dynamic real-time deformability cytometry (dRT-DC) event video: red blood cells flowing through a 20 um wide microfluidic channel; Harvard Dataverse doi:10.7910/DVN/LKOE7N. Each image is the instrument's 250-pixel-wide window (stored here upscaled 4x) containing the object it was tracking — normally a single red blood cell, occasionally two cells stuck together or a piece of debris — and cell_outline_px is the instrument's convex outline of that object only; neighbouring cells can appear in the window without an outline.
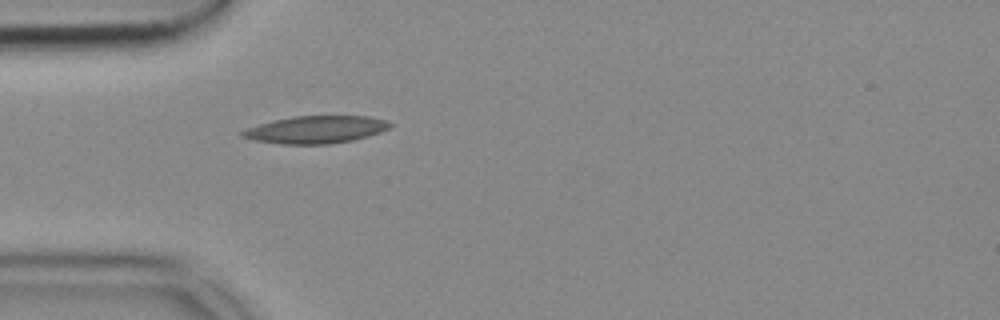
{"species": "common noctule bat (a hibernating species)", "species_latin": "Nyctalus noctula", "temperature_condition": "cold", "stored_images_in_passage": 32, "camera_frame_rate_fps": 3000, "um_per_image_px": 0.085, "animal": {"sex": "female", "body_mass_g": 18.4}, "frame": {"image": 1, "passage_image": 1, "time_ms": 0.0, "image_size_px": [1000, 320], "cell_outline_px": [[396, 124], [380, 132], [368, 136], [352, 140], [328, 144], [280, 144], [256, 140], [240, 136], [240, 132], [248, 128], [260, 124], [292, 116], [368, 116], [388, 120]], "centroid_in_image_um": [26.9, 11.01], "position_along_channel_um": 58.1, "area_um2": 23.52}}
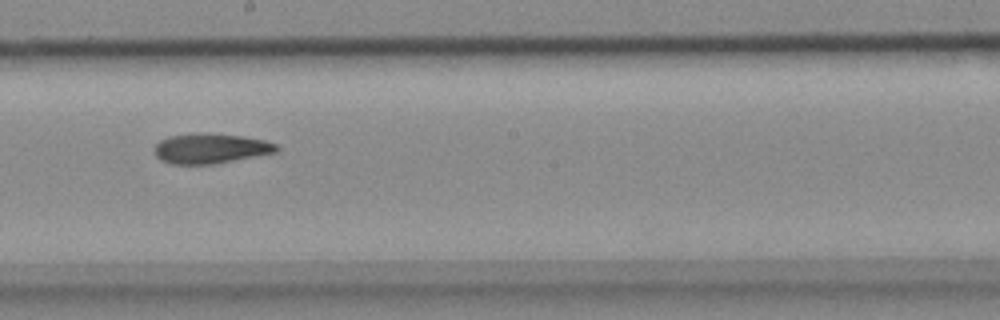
{"frame": {"image": 2, "passage_image": 15, "time_ms": 4.667, "image_size_px": [1000, 320], "cell_outline_px": [[280, 148], [276, 152], [212, 164], [172, 164], [160, 160], [156, 156], [156, 144], [160, 140], [168, 136], [200, 132], [204, 132], [244, 136], [264, 140], [276, 144]], "centroid_in_image_um": [17.89, 12.6], "position_along_channel_um": 230.3, "area_um2": 21.33}}
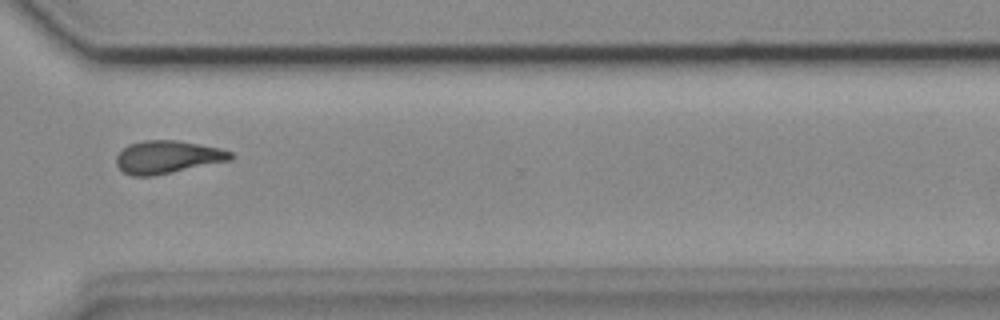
{"frame": {"image": 3, "passage_image": 25, "time_ms": 8.0, "image_size_px": [1000, 320], "cell_outline_px": [[236, 156], [232, 160], [152, 176], [132, 176], [124, 172], [116, 164], [116, 156], [128, 144], [144, 140], [176, 140], [220, 148], [232, 152]], "centroid_in_image_um": [14.26, 13.35], "position_along_channel_um": 356.3, "area_um2": 21.85}}